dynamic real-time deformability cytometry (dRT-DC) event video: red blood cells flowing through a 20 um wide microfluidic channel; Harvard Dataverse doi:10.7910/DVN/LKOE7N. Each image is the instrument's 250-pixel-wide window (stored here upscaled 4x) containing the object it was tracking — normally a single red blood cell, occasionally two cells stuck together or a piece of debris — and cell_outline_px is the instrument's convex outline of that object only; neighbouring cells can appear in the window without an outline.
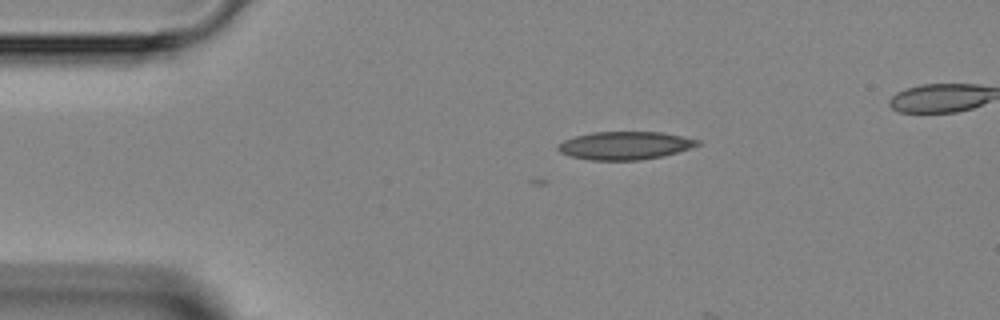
{"species": "Egyptian fruit bat (a non-hibernating species)", "species_latin": "Rousettus aegyptiacus", "temperature_condition": "room temperature", "stored_images_in_passage": 3, "camera_frame_rate_fps": 3000, "um_per_image_px": 0.085, "animal": {"sex": "female"}, "frame": {"image": 1, "passage_image": 1, "time_ms": 0.0, "image_size_px": [1000, 320], "cell_outline_px": [[700, 144], [676, 152], [660, 156], [640, 160], [588, 160], [568, 156], [560, 152], [556, 148], [564, 140], [576, 136], [592, 132], [660, 132], [684, 136], [700, 140]], "centroid_in_image_um": [53.09, 12.37], "position_along_channel_um": 31.9, "area_um2": 22.66}}